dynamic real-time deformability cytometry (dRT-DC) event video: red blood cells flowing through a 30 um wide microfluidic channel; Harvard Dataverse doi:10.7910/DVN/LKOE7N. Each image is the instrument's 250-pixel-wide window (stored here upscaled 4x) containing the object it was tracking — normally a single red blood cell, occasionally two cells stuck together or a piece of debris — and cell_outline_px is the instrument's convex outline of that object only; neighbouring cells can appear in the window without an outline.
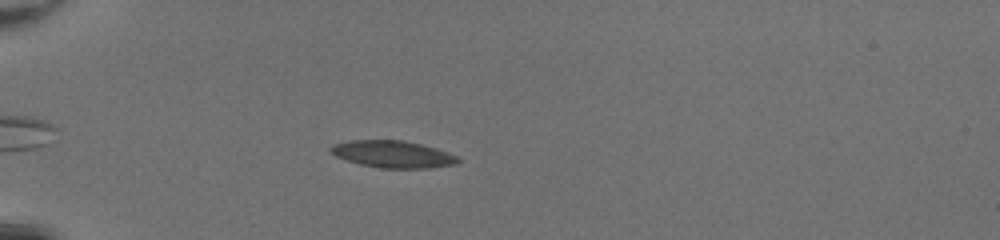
{"species": "common noctule bat (a hibernating species)", "species_latin": "Nyctalus noctula", "temperature_condition": "room temperature", "stored_images_in_passage": 42, "camera_frame_rate_fps": 3000, "um_per_image_px": 0.085, "animal": {"sex": "female", "body_mass_g": 20.0, "forearm_length_mm": 54.0}, "frame": {"image": 1, "passage_image": 7, "time_ms": 2.0, "image_size_px": [1000, 240], "cell_outline_px": [[460, 160], [456, 164], [428, 168], [380, 168], [360, 164], [336, 156], [328, 152], [328, 148], [332, 144], [348, 140], [404, 140], [436, 148], [448, 152], [456, 156]], "centroid_in_image_um": [33.34, 13.1], "position_along_channel_um": 51.7, "area_um2": 20.11}}
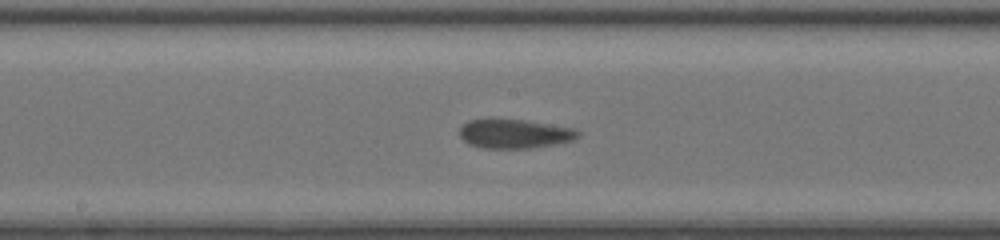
{"frame": {"image": 2, "passage_image": 20, "time_ms": 6.333, "image_size_px": [1000, 240], "cell_outline_px": [[580, 136], [572, 140], [556, 144], [532, 148], [484, 148], [468, 144], [460, 136], [460, 128], [468, 120], [488, 116], [492, 116], [524, 120], [576, 128], [580, 132]], "centroid_in_image_um": [43.71, 11.33], "position_along_channel_um": 204.5, "area_um2": 20.81}}
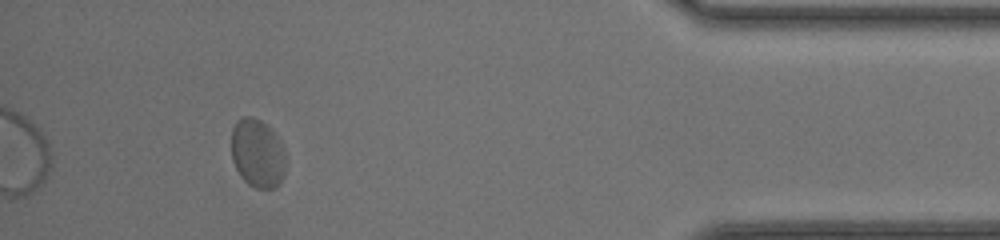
{"frame": {"image": 3, "passage_image": 38, "time_ms": 12.333, "image_size_px": [1000, 240], "cell_outline_px": [[284, 176], [280, 184], [276, 188], [256, 188], [248, 184], [240, 176], [232, 160], [232, 128], [236, 120], [244, 116], [252, 116], [268, 124], [276, 132], [284, 148]], "centroid_in_image_um": [21.9, 13.01], "position_along_channel_um": 413.3, "area_um2": 22.14}, "authors_computed_cell_mechanics": {"area_um2": 20.6057, "velocity_mm_per_s": 4.1958, "shape_relaxation_time_tau1_ms": 3.2442, "shape_relaxation_time_tau2_ms": 1.0864, "deformation_change_tau1": 0.1032, "deformation_change_tau2": 0.0682}}